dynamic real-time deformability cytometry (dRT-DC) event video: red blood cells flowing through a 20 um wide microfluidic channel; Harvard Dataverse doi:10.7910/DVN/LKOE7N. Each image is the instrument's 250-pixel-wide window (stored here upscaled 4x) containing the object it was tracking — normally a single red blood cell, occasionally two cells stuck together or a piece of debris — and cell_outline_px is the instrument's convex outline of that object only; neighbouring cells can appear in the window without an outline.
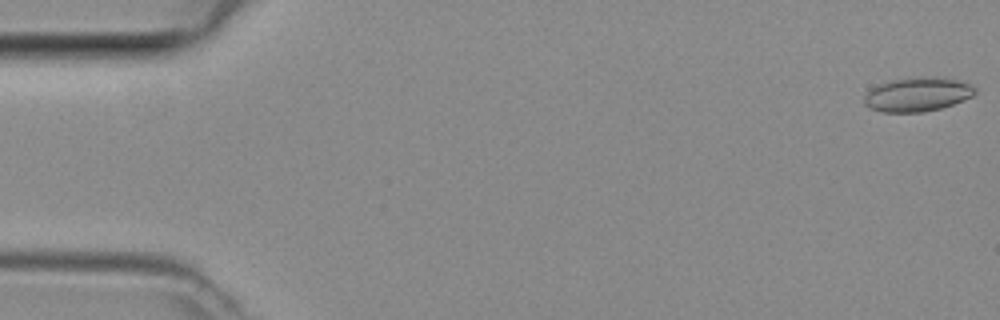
{"species": "common noctule bat (a hibernating species)", "species_latin": "Nyctalus noctula", "temperature_condition": "room temperature", "stored_images_in_passage": 9, "camera_frame_rate_fps": 3000, "um_per_image_px": 0.085, "animal": {"sex": "female", "body_mass_g": 29.2, "forearm_length_mm": 56.3}, "frame": {"image": 1, "passage_image": 1, "time_ms": 0.0, "image_size_px": [1000, 320], "cell_outline_px": [[976, 92], [972, 96], [964, 100], [940, 108], [920, 112], [880, 112], [868, 108], [864, 104], [864, 96], [872, 88], [888, 80], [924, 76], [944, 76], [960, 80], [976, 88]], "centroid_in_image_um": [77.98, 8.01], "position_along_channel_um": 7.0, "area_um2": 22.25}}